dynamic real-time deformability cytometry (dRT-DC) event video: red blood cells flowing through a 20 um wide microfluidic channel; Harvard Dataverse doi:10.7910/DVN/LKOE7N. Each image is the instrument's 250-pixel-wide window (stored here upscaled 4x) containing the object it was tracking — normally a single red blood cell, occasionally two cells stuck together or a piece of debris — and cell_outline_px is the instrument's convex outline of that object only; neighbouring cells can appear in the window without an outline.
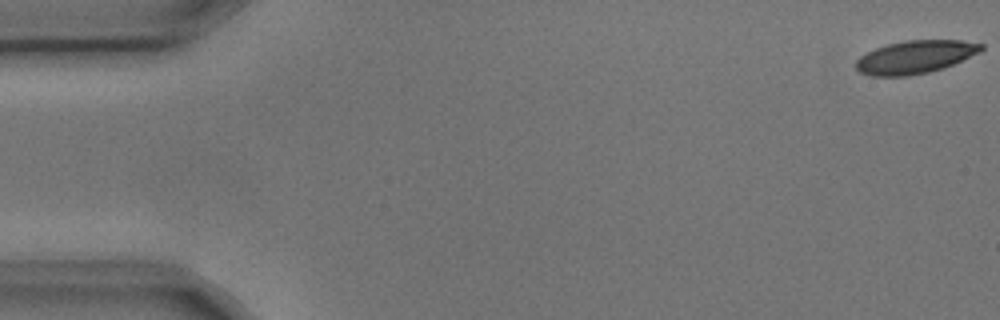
{"species": "common noctule bat (a hibernating species)", "species_latin": "Nyctalus noctula", "temperature_condition": "cold", "stored_images_in_passage": 5, "camera_frame_rate_fps": 3000, "um_per_image_px": 0.085, "animal": {"sex": "male", "body_mass_g": 17.9, "forearm_length_mm": 54.2}, "frame": {"image": 1, "passage_image": 1, "time_ms": 0.0, "image_size_px": [1000, 320], "cell_outline_px": [[984, 48], [980, 52], [944, 68], [928, 72], [908, 76], [872, 76], [860, 72], [856, 68], [856, 60], [860, 56], [876, 48], [888, 44], [904, 40], [960, 40], [984, 44]], "centroid_in_image_um": [77.8, 4.84], "position_along_channel_um": 7.2, "area_um2": 24.04}}
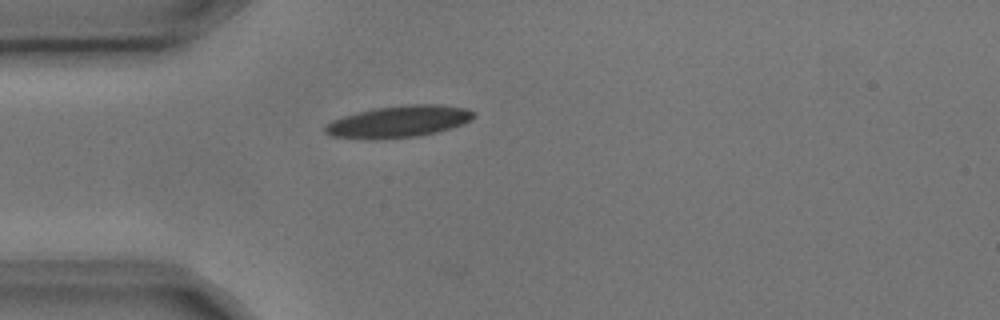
{"frame": {"image": 2, "passage_image": 5, "time_ms": 1.333, "image_size_px": [1000, 320], "cell_outline_px": [[476, 116], [472, 120], [464, 124], [452, 128], [436, 132], [416, 136], [376, 140], [364, 140], [332, 136], [324, 132], [324, 128], [332, 120], [344, 116], [376, 108], [412, 104], [440, 104], [468, 108], [476, 112]], "centroid_in_image_um": [33.94, 10.34], "position_along_channel_um": 51.1, "area_um2": 27.74}}